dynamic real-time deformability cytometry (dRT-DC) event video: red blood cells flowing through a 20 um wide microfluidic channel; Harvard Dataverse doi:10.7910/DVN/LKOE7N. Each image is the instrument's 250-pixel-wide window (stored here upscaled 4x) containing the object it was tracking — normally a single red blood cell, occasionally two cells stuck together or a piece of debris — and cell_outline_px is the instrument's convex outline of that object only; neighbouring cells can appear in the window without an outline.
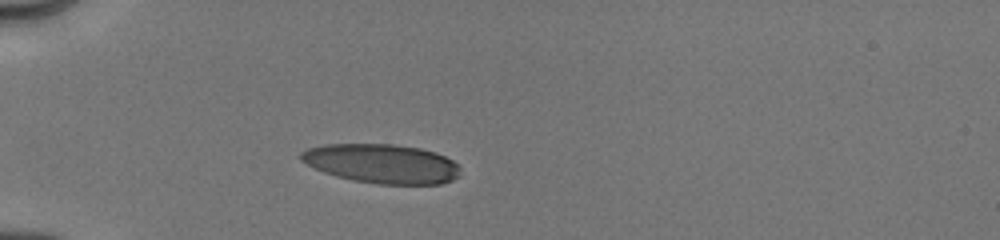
{"species": "human", "species_latin": "Homo sapiens", "temperature_condition": "cold", "stored_images_in_passage": 2, "camera_frame_rate_fps": 3000, "um_per_image_px": 0.085, "donor": {"sex": "male"}, "frame": {"image": 1, "passage_image": 2, "time_ms": 1.0, "image_size_px": [1000, 240], "cell_outline_px": [[460, 176], [452, 180], [440, 184], [380, 184], [352, 180], [336, 176], [324, 172], [300, 160], [300, 152], [308, 148], [324, 144], [396, 144], [420, 148], [436, 152], [452, 160], [460, 168]], "centroid_in_image_um": [32.47, 13.9], "position_along_channel_um": 52.5, "area_um2": 36.47}}